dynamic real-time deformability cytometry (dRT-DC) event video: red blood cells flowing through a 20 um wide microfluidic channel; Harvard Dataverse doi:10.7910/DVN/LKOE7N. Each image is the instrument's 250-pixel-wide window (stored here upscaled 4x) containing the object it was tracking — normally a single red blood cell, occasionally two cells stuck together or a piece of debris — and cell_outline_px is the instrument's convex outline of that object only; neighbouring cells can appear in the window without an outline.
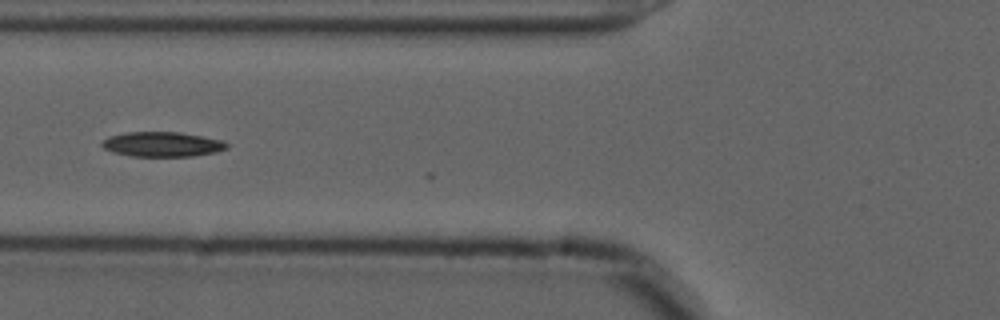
{"species": "common noctule bat (a hibernating species)", "species_latin": "Nyctalus noctula", "temperature_condition": "cold", "stored_images_in_passage": 24, "camera_frame_rate_fps": 3000, "um_per_image_px": 0.085, "animal": {"sex": "male", "forearm_length_mm": 52.5}, "frame": {"image": 1, "passage_image": 21, "time_ms": 6.667, "image_size_px": [1000, 320], "cell_outline_px": [[228, 148], [216, 152], [192, 156], [132, 156], [112, 152], [104, 148], [100, 144], [108, 136], [128, 132], [180, 132], [224, 140], [228, 144]], "centroid_in_image_um": [13.81, 12.26], "position_along_channel_um": 112.0, "area_um2": 18.09}}